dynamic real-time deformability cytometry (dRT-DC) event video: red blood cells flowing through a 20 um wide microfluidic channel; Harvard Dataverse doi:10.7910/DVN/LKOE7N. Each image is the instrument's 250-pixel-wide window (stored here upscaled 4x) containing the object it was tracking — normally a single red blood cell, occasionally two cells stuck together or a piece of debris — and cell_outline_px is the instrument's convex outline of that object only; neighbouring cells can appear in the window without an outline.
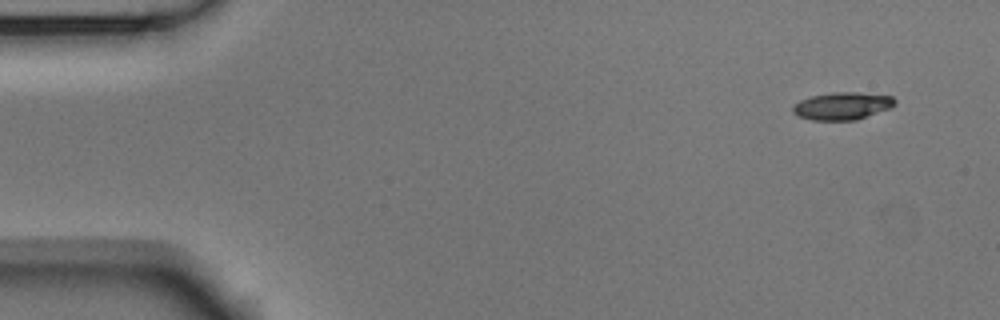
{"species": "Egyptian fruit bat (a non-hibernating species)", "species_latin": "Rousettus aegyptiacus", "temperature_condition": "room temperature", "stored_images_in_passage": 6, "camera_frame_rate_fps": 3000, "um_per_image_px": 0.085, "animal": {"sex": "male"}, "frame": {"image": 1, "passage_image": 1, "time_ms": 0.0, "image_size_px": [1000, 320], "cell_outline_px": [[896, 104], [888, 108], [856, 120], [812, 120], [796, 116], [792, 112], [792, 108], [800, 100], [812, 96], [832, 92], [856, 92], [892, 96], [896, 100]], "centroid_in_image_um": [71.57, 9.0], "position_along_channel_um": 13.4, "area_um2": 16.24}}
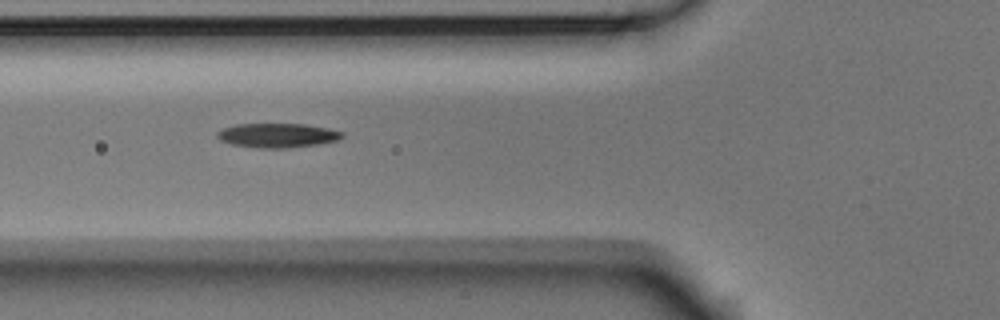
{"frame": {"image": 2, "passage_image": 5, "time_ms": 1.333, "image_size_px": [1000, 320], "cell_outline_px": [[344, 136], [336, 140], [316, 144], [284, 148], [260, 148], [232, 144], [220, 140], [216, 136], [216, 132], [224, 128], [236, 124], [304, 124], [328, 128], [344, 132]], "centroid_in_image_um": [23.56, 11.5], "position_along_channel_um": 102.2, "area_um2": 17.51}}
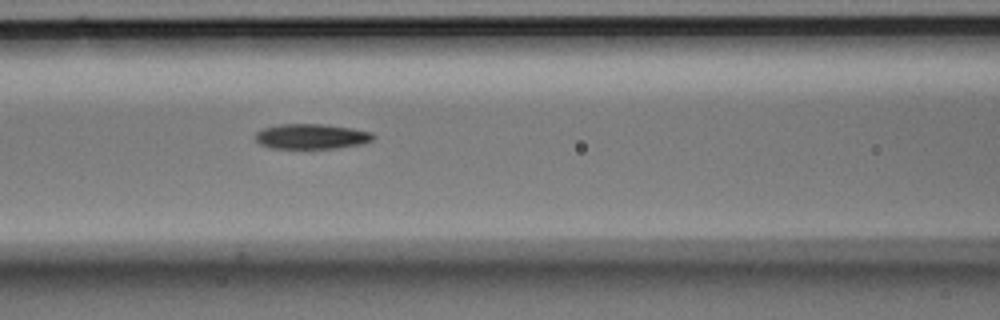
{"frame": {"image": 3, "passage_image": 6, "time_ms": 1.667, "image_size_px": [1000, 320], "cell_outline_px": [[376, 136], [372, 140], [360, 144], [336, 148], [268, 148], [260, 144], [256, 140], [256, 132], [264, 128], [280, 124], [324, 124], [352, 128], [372, 132]], "centroid_in_image_um": [26.48, 11.59], "position_along_channel_um": 140.1, "area_um2": 17.22}}